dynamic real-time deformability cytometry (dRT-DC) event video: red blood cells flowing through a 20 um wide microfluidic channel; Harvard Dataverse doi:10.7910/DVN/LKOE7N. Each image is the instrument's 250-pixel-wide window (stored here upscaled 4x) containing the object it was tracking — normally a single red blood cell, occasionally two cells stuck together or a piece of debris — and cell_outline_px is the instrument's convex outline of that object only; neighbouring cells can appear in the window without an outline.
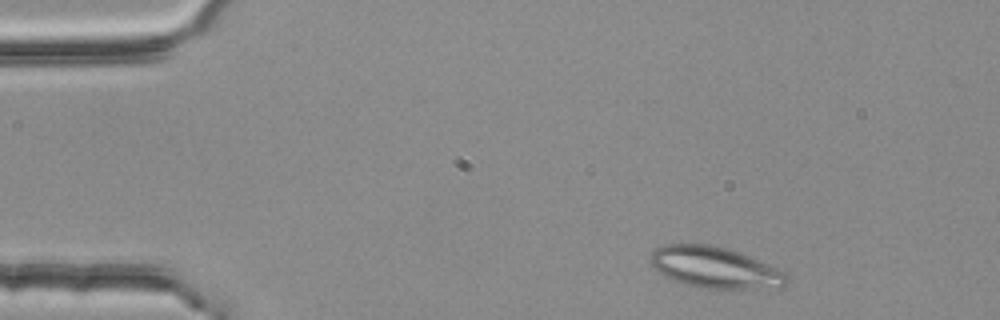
{"species": "common noctule bat (a hibernating species)", "species_latin": "Nyctalus noctula", "temperature_condition": "room temperature", "stored_images_in_passage": 3, "camera_frame_rate_fps": 3000, "um_per_image_px": 0.085, "animal": {"sex": "female", "body_mass_g": 25.1}, "frame": {"image": 1, "passage_image": 1, "time_ms": 0.0, "image_size_px": [1000, 320], "cell_outline_px": [[788, 284], [784, 288], [700, 288], [684, 284], [664, 276], [652, 264], [652, 252], [656, 248], [664, 244], [712, 244], [728, 248], [740, 252], [788, 272]], "centroid_in_image_um": [60.85, 22.74], "position_along_channel_um": 24.2, "area_um2": 32.95}}